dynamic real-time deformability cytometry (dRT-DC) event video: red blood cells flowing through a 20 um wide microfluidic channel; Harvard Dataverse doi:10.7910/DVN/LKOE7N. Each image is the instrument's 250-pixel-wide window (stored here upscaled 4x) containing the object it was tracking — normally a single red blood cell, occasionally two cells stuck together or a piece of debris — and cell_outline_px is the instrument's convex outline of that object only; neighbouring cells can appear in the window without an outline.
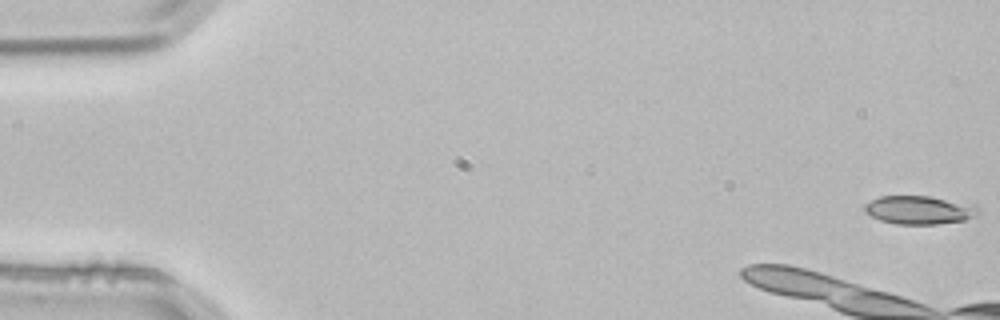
{"species": "common noctule bat (a hibernating species)", "species_latin": "Nyctalus noctula", "temperature_condition": "room temperature", "stored_images_in_passage": 4, "camera_frame_rate_fps": 3000, "um_per_image_px": 0.085, "animal": {"sex": "male", "body_mass_g": 21.5, "forearm_length_mm": 52.0}, "frame": {"image": 1, "passage_image": 1, "time_ms": 0.0, "image_size_px": [1000, 320], "cell_outline_px": [[980, 212], [964, 220], [936, 224], [896, 224], [880, 220], [864, 212], [864, 204], [880, 196], [932, 196], [976, 204], [980, 208]], "centroid_in_image_um": [78.16, 17.83], "position_along_channel_um": 6.8, "area_um2": 18.96}}